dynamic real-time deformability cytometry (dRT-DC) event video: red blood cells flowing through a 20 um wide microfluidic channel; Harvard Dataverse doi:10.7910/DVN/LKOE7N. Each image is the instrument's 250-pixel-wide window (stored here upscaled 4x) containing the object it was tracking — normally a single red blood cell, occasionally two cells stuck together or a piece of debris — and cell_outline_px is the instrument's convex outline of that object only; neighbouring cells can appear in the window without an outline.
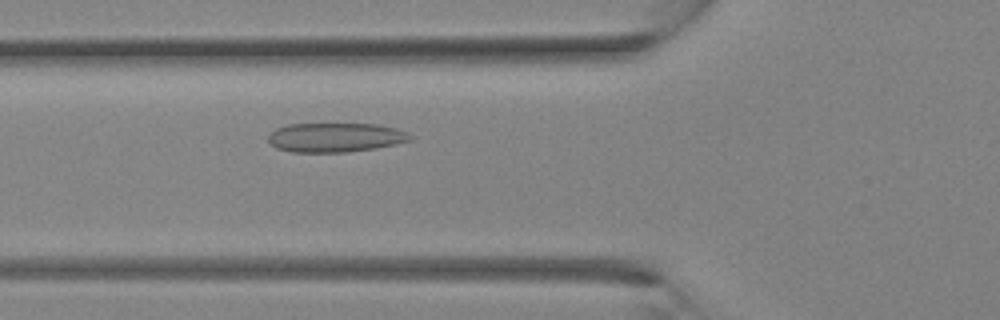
{"species": "Egyptian fruit bat (a non-hibernating species)", "species_latin": "Rousettus aegyptiacus", "temperature_condition": "room temperature", "stored_images_in_passage": 29, "camera_frame_rate_fps": 3000, "um_per_image_px": 0.085, "animal": {"sex": "female"}, "frame": {"image": 1, "passage_image": 8, "time_ms": 2.333, "image_size_px": [1000, 320], "cell_outline_px": [[412, 140], [376, 148], [348, 152], [292, 152], [276, 148], [268, 140], [268, 136], [276, 128], [288, 124], [376, 124], [396, 128], [408, 132], [412, 136]], "centroid_in_image_um": [28.52, 11.68], "position_along_channel_um": 97.3, "area_um2": 24.22}}
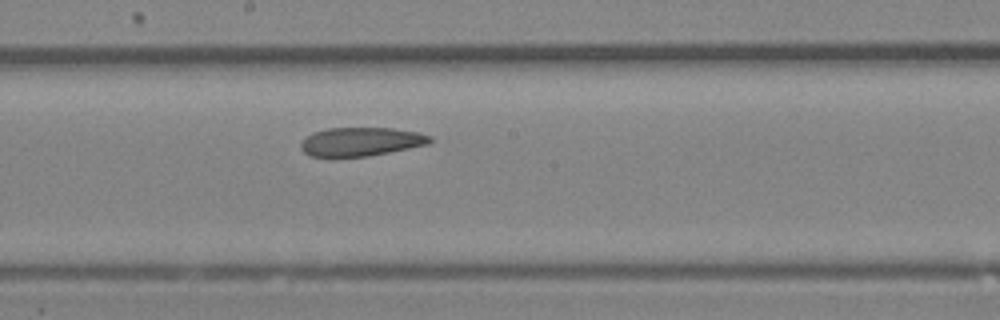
{"frame": {"image": 2, "passage_image": 14, "time_ms": 4.333, "image_size_px": [1000, 320], "cell_outline_px": [[432, 140], [428, 144], [368, 156], [332, 160], [328, 160], [308, 156], [300, 148], [300, 144], [312, 132], [328, 128], [392, 128], [416, 132], [432, 136]], "centroid_in_image_um": [30.57, 12.09], "position_along_channel_um": 217.6, "area_um2": 22.25}}
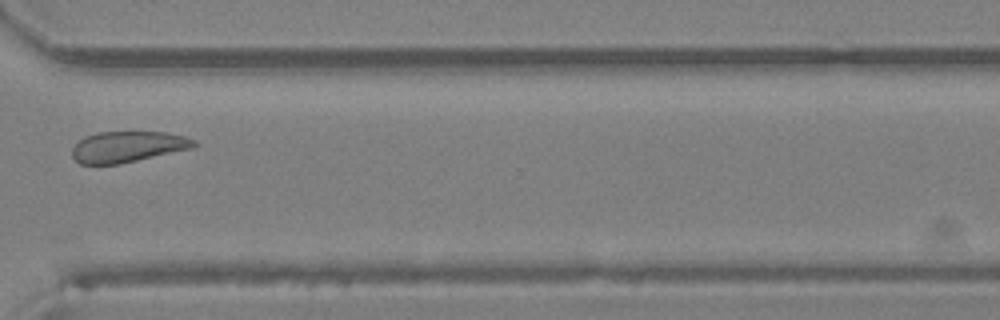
{"frame": {"image": 3, "passage_image": 21, "time_ms": 6.667, "image_size_px": [1000, 320], "cell_outline_px": [[196, 144], [192, 148], [120, 164], [80, 164], [72, 156], [72, 148], [84, 136], [96, 132], [164, 132], [184, 136], [196, 140]], "centroid_in_image_um": [10.83, 12.47], "position_along_channel_um": 359.8, "area_um2": 21.91}}